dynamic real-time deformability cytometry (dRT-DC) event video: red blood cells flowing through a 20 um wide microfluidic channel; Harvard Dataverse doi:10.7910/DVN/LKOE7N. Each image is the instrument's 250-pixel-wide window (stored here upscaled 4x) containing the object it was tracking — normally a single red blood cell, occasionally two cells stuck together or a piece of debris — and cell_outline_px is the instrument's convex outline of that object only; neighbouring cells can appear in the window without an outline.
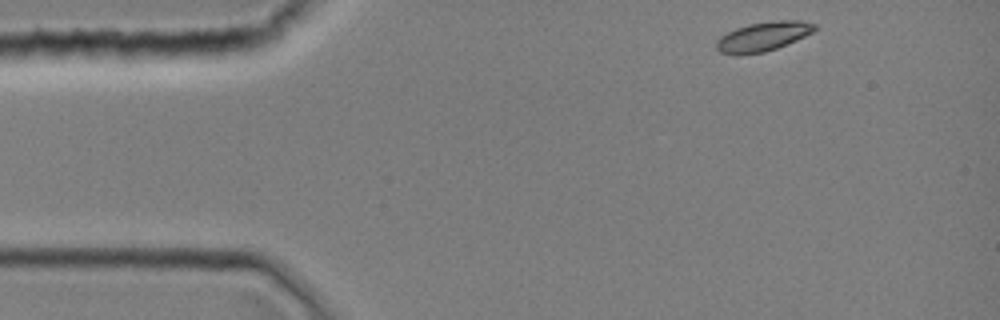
{"species": "common noctule bat (a hibernating species)", "species_latin": "Nyctalus noctula", "temperature_condition": "room temperature", "stored_images_in_passage": 3, "camera_frame_rate_fps": 3000, "um_per_image_px": 0.085, "animal": {"sex": "female", "body_mass_g": 19.0, "forearm_length_mm": 51.5}, "frame": {"image": 1, "passage_image": 1, "time_ms": 0.0, "image_size_px": [1000, 320], "cell_outline_px": [[816, 28], [812, 32], [796, 40], [776, 48], [764, 52], [720, 52], [716, 48], [716, 40], [720, 36], [736, 28], [748, 24], [776, 20], [800, 20], [816, 24]], "centroid_in_image_um": [64.9, 3.05], "position_along_channel_um": 20.1, "area_um2": 16.18}}